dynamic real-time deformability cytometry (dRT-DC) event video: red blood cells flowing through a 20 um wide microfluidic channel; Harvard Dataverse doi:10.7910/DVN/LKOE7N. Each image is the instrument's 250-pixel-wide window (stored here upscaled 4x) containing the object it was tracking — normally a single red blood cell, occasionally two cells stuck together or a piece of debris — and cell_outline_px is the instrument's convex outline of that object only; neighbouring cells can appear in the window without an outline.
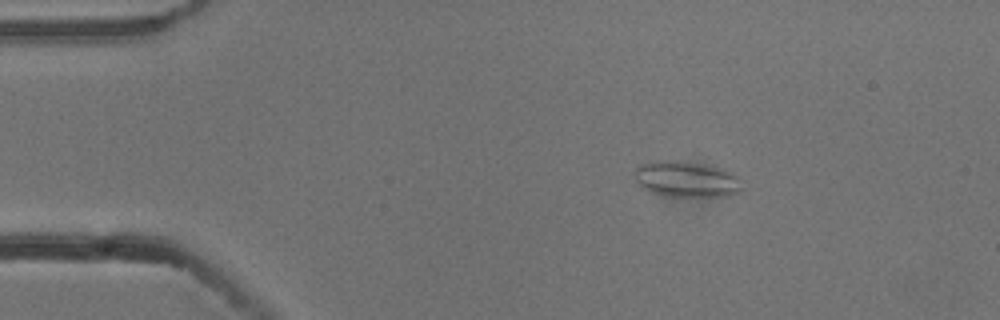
{"species": "common noctule bat (a hibernating species)", "species_latin": "Nyctalus noctula", "temperature_condition": "cold", "stored_images_in_passage": 2, "camera_frame_rate_fps": 3000, "um_per_image_px": 0.085, "animal": {"sex": "male", "body_mass_g": 13.3}, "frame": {"image": 1, "passage_image": 1, "time_ms": 0.0, "image_size_px": [1000, 320], "cell_outline_px": [[740, 192], [728, 196], [672, 196], [652, 192], [644, 188], [636, 180], [636, 164], [652, 160], [676, 160], [716, 168], [732, 172], [736, 176], [740, 188]], "centroid_in_image_um": [58.28, 15.22], "position_along_channel_um": 26.7, "area_um2": 21.96}}